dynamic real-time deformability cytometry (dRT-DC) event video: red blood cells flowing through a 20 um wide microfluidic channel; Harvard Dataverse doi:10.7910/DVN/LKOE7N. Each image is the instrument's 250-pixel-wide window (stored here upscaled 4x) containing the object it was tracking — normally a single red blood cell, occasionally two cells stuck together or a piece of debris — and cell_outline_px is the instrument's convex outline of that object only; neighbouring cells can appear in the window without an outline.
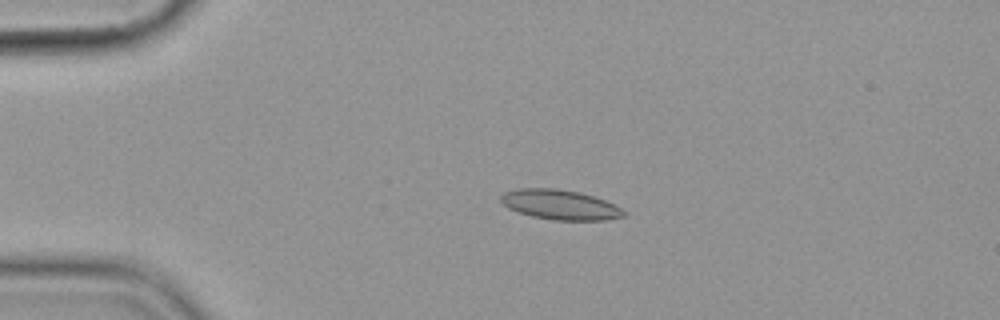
{"species": "common noctule bat (a hibernating species)", "species_latin": "Nyctalus noctula", "temperature_condition": "cold", "stored_images_in_passage": 4, "camera_frame_rate_fps": 3000, "um_per_image_px": 0.085, "animal": {"sex": "female", "body_mass_g": 19.9}, "frame": {"image": 1, "passage_image": 3, "time_ms": 2.333, "image_size_px": [1000, 320], "cell_outline_px": [[628, 212], [624, 216], [608, 220], [552, 220], [532, 216], [508, 208], [500, 200], [500, 196], [504, 192], [520, 188], [556, 188], [580, 192], [616, 204]], "centroid_in_image_um": [47.64, 17.4], "position_along_channel_um": 37.4, "area_um2": 21.5}}